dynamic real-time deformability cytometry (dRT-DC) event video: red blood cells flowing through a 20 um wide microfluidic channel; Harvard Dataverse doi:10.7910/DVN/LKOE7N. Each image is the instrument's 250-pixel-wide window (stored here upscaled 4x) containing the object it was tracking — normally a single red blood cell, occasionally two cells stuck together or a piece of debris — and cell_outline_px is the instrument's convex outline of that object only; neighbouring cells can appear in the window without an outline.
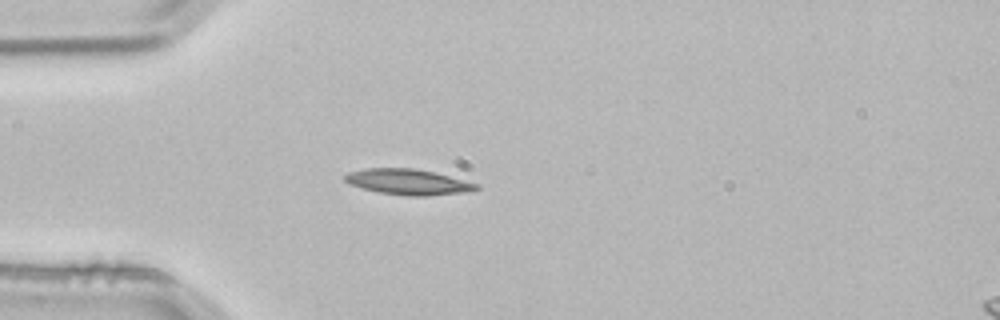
{"species": "common noctule bat (a hibernating species)", "species_latin": "Nyctalus noctula", "temperature_condition": "room temperature", "stored_images_in_passage": 1, "camera_frame_rate_fps": 3000, "um_per_image_px": 0.085, "animal": {"sex": "male", "body_mass_g": 21.5, "forearm_length_mm": 52.0}, "frame": {"image": 1, "passage_image": 1, "time_ms": 0.0, "image_size_px": [1000, 320], "cell_outline_px": [[480, 188], [468, 192], [424, 196], [408, 196], [380, 192], [348, 184], [344, 180], [344, 176], [352, 172], [368, 168], [412, 168], [432, 172], [480, 184]], "centroid_in_image_um": [34.72, 15.47], "position_along_channel_um": 50.3, "area_um2": 19.36}}